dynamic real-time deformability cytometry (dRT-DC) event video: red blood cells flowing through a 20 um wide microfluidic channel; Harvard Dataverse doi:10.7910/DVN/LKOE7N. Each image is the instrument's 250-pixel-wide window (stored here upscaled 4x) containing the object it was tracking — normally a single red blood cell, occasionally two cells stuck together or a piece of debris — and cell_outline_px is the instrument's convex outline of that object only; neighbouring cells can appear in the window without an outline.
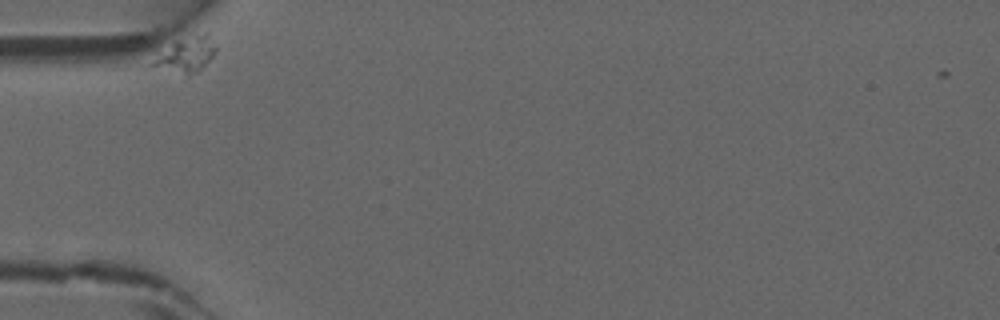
{"species": "common noctule bat (a hibernating species)", "species_latin": "Nyctalus noctula", "temperature_condition": "warm", "stored_images_in_passage": 40, "camera_frame_rate_fps": 3000, "um_per_image_px": 0.085, "animal": {"sex": "male", "forearm_length_mm": 52.5}, "frame": {"image": 1, "passage_image": 1, "time_ms": 0.0, "image_size_px": [1000, 320], "cell_outline_px": [[216, 52], [196, 72], [188, 76], [148, 64], [172, 40], [208, 32], [216, 44]], "centroid_in_image_um": [15.82, 4.6], "position_along_channel_um": 69.2, "area_um2": 12.89}}
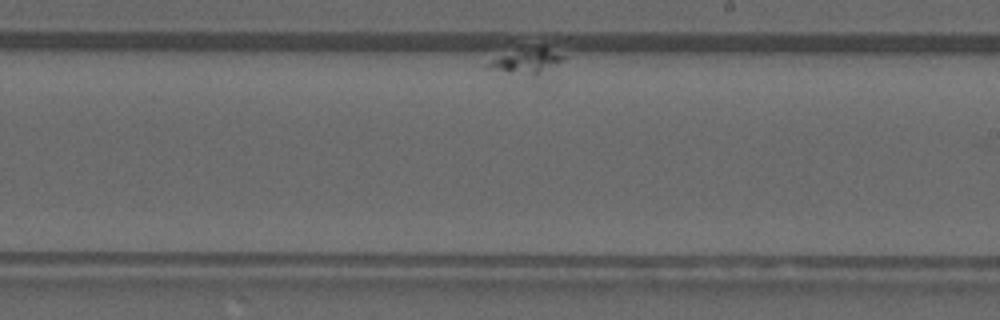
{"frame": {"image": 2, "passage_image": 28, "time_ms": 9.0, "image_size_px": [1000, 320], "cell_outline_px": [[564, 60], [536, 76], [532, 76], [508, 72], [484, 64], [500, 56], [540, 44], [544, 44], [564, 56]], "centroid_in_image_um": [44.9, 5.16], "position_along_channel_um": 244.1, "area_um2": 10.69}}
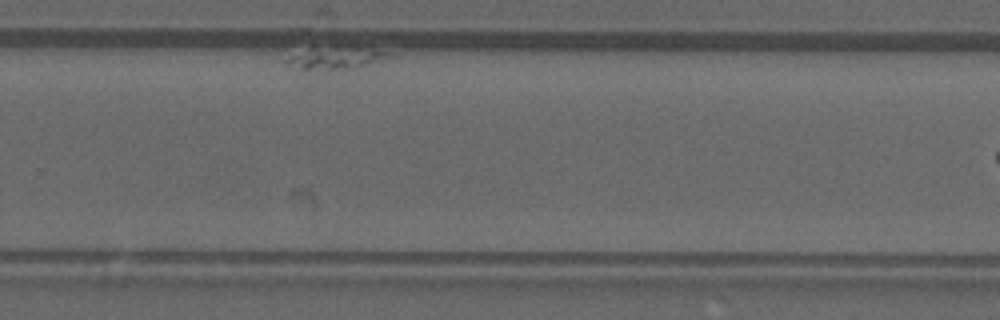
{"frame": {"image": 3, "passage_image": 39, "time_ms": 12.667, "image_size_px": [1000, 320], "cell_outline_px": [[396, 56], [348, 68], [328, 72], [300, 72], [284, 64], [284, 60], [308, 48], [356, 48], [392, 52]], "centroid_in_image_um": [28.36, 5.01], "position_along_channel_um": 301.4, "area_um2": 13.47}}